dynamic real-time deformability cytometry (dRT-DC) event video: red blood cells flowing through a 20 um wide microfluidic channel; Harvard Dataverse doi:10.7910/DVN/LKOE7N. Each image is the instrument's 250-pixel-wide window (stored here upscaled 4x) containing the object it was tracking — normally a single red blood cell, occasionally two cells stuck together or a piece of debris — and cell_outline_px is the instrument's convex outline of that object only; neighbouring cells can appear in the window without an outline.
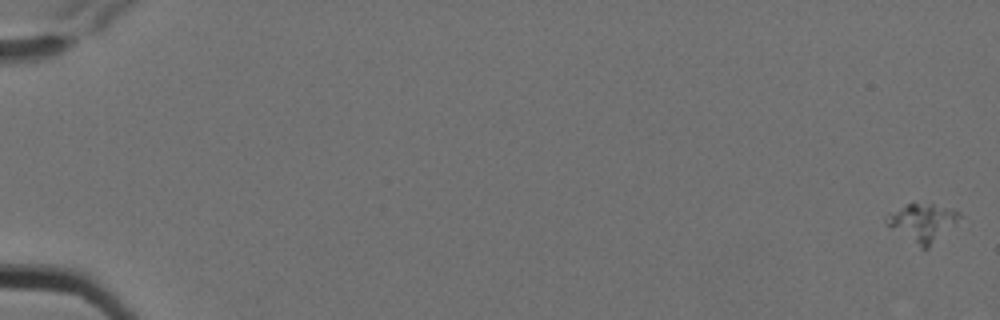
{"species": "Egyptian fruit bat (a non-hibernating species)", "species_latin": "Rousettus aegyptiacus", "temperature_condition": "cold", "stored_images_in_passage": 7, "camera_frame_rate_fps": 3000, "um_per_image_px": 0.085, "animal": {"sex": "female"}, "frame": {"image": 1, "passage_image": 1, "time_ms": 0.0, "image_size_px": [1000, 320], "cell_outline_px": [[960, 216], [928, 248], [920, 248], [888, 224], [892, 216], [900, 208], [908, 204], [932, 204], [960, 212]], "centroid_in_image_um": [78.46, 18.93], "position_along_channel_um": 6.5, "area_um2": 14.57}}
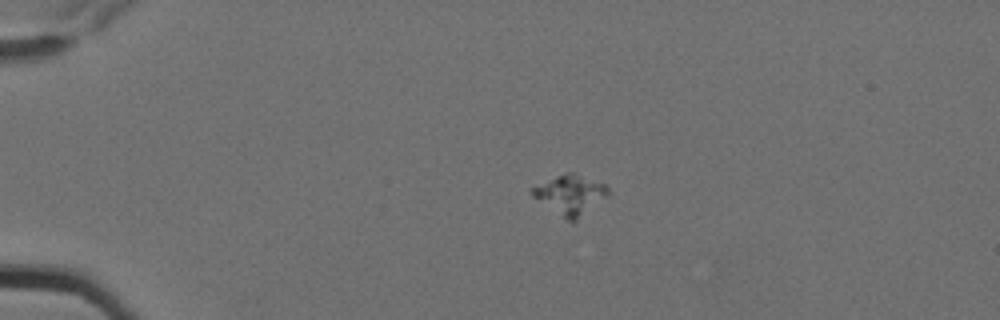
{"frame": {"image": 2, "passage_image": 5, "time_ms": 1.333, "image_size_px": [1000, 320], "cell_outline_px": [[612, 192], [576, 220], [568, 220], [532, 196], [528, 192], [532, 188], [564, 172], [572, 172], [604, 184]], "centroid_in_image_um": [48.48, 16.53], "position_along_channel_um": 36.5, "area_um2": 16.94}}
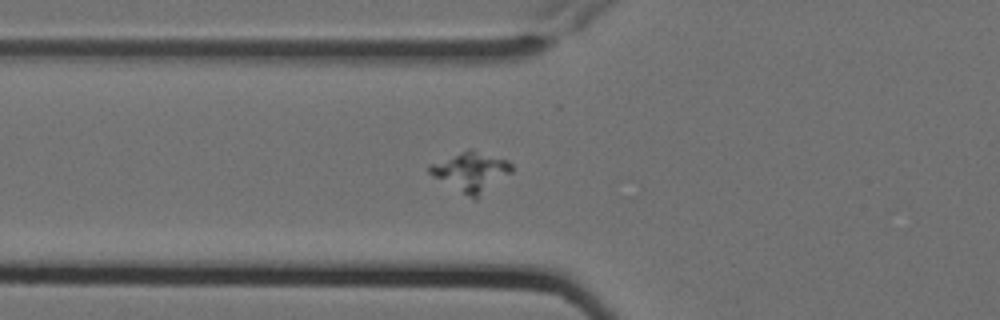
{"frame": {"image": 3, "passage_image": 7, "time_ms": 2.0, "image_size_px": [1000, 320], "cell_outline_px": [[512, 172], [476, 200], [432, 176], [428, 172], [428, 164], [468, 148], [472, 148], [508, 160], [512, 164]], "centroid_in_image_um": [40.04, 14.57], "position_along_channel_um": 85.8, "area_um2": 19.07}}